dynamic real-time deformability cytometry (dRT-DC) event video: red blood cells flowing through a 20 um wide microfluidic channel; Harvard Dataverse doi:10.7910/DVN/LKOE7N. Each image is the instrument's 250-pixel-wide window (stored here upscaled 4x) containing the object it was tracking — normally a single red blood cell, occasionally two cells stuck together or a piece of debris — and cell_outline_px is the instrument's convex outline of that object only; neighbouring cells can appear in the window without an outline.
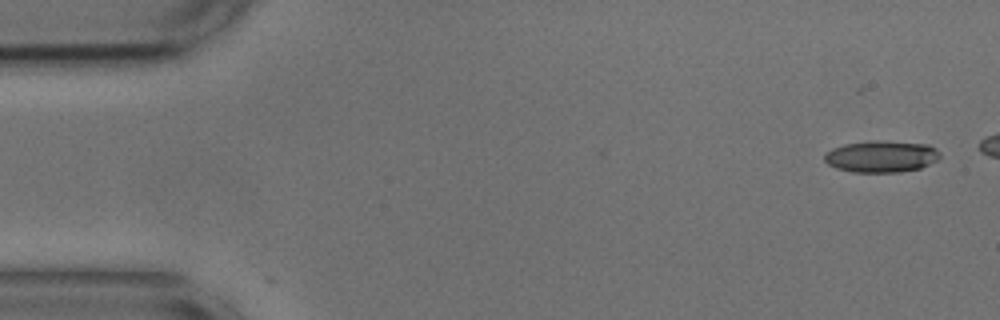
{"species": "common noctule bat (a hibernating species)", "species_latin": "Nyctalus noctula", "temperature_condition": "cold", "stored_images_in_passage": 13, "camera_frame_rate_fps": 3000, "um_per_image_px": 0.085, "animal": {"sex": "male", "body_mass_g": 17.9, "forearm_length_mm": 54.2}, "frame": {"image": 1, "passage_image": 1, "time_ms": 0.0, "image_size_px": [1000, 320], "cell_outline_px": [[940, 156], [936, 160], [920, 168], [900, 172], [852, 172], [836, 168], [828, 164], [824, 160], [824, 152], [832, 148], [844, 144], [872, 140], [880, 140], [928, 144], [936, 148], [940, 152]], "centroid_in_image_um": [74.89, 13.29], "position_along_channel_um": 10.1, "area_um2": 21.5}}